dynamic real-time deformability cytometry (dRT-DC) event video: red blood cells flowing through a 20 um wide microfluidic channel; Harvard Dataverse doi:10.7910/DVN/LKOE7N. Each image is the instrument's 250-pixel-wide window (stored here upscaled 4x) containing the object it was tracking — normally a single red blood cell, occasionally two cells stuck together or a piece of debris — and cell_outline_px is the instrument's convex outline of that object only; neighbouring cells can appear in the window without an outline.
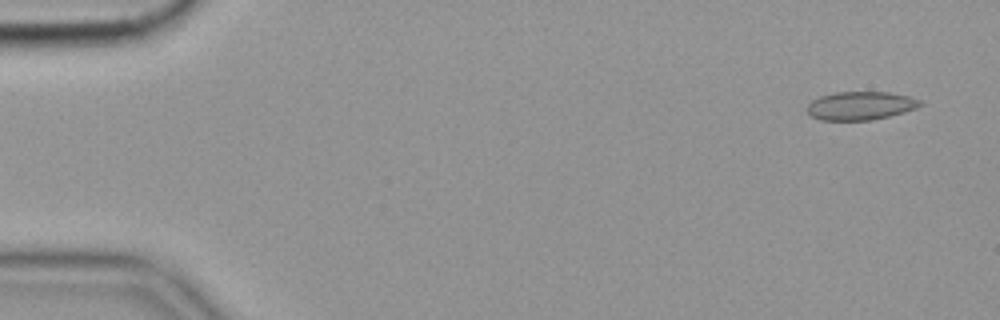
{"species": "common noctule bat (a hibernating species)", "species_latin": "Nyctalus noctula", "temperature_condition": "cold", "stored_images_in_passage": 56, "camera_frame_rate_fps": 3000, "um_per_image_px": 0.085, "animal": {"sex": "female", "body_mass_g": 19.9}, "frame": {"image": 1, "passage_image": 3, "time_ms": 0.667, "image_size_px": [1000, 320], "cell_outline_px": [[924, 104], [916, 108], [904, 112], [872, 120], [820, 120], [812, 116], [804, 108], [812, 100], [820, 96], [836, 92], [888, 92], [908, 96], [924, 100]], "centroid_in_image_um": [73.15, 8.98], "position_along_channel_um": 11.8, "area_um2": 18.84}}
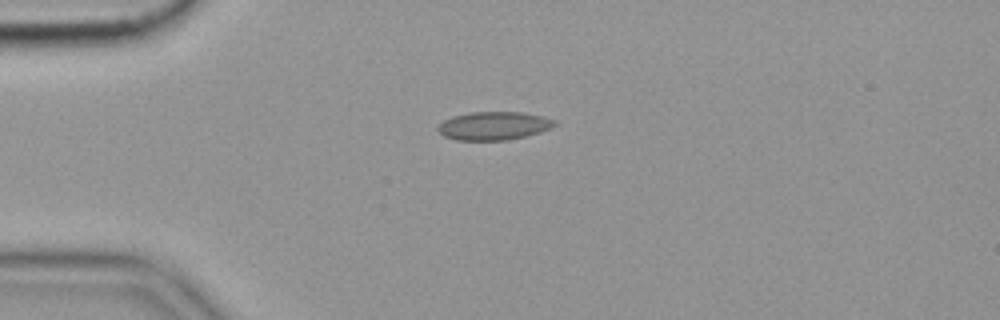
{"frame": {"image": 2, "passage_image": 14, "time_ms": 4.333, "image_size_px": [1000, 320], "cell_outline_px": [[556, 124], [552, 128], [540, 132], [508, 140], [456, 140], [444, 136], [436, 128], [444, 120], [452, 116], [468, 112], [520, 112], [540, 116], [556, 120]], "centroid_in_image_um": [41.96, 10.69], "position_along_channel_um": 43.0, "area_um2": 19.19}}
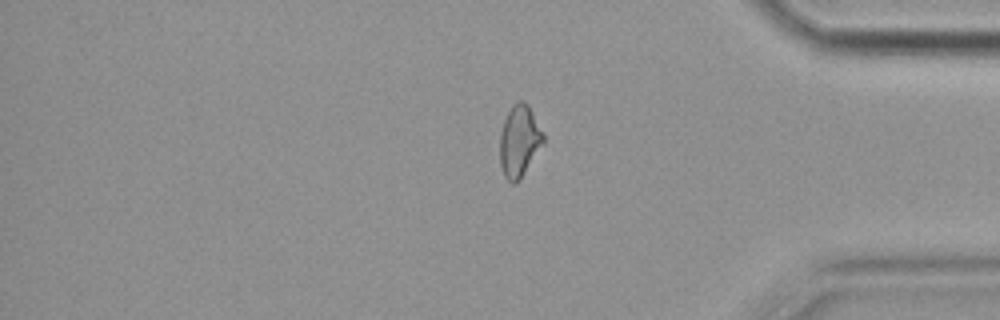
{"frame": {"image": 3, "passage_image": 47, "time_ms": 15.333, "image_size_px": [1000, 320], "cell_outline_px": [[544, 144], [520, 180], [516, 184], [512, 184], [504, 176], [500, 164], [500, 132], [504, 120], [512, 104], [520, 100], [524, 100], [528, 104], [544, 136]], "centroid_in_image_um": [44.14, 12.01], "position_along_channel_um": 391.1, "area_um2": 18.26}, "authors_computed_cell_mechanics": {"area_um2": 18.6116, "velocity_mm_per_s": 3.5663, "shape_relaxation_time_tau1_ms": null, "shape_relaxation_time_tau2_ms": 4.0967, "deformation_change_tau1": null, "deformation_change_tau2": 0.0926}}